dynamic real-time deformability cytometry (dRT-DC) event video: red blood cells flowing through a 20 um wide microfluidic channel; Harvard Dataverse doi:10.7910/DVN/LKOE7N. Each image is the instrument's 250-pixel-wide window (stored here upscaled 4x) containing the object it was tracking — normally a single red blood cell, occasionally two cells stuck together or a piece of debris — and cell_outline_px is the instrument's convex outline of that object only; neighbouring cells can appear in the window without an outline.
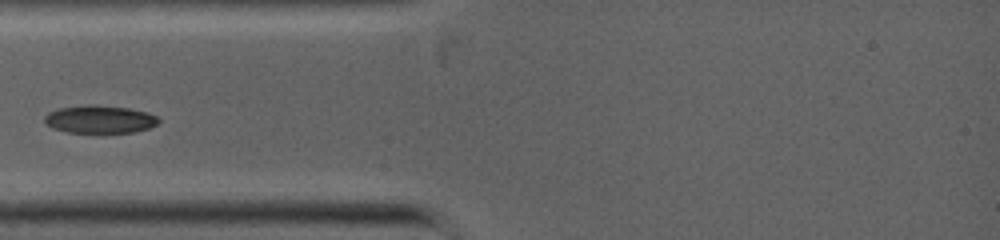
{"species": "common noctule bat (a hibernating species)", "species_latin": "Nyctalus noctula", "temperature_condition": "warm", "stored_images_in_passage": 5, "camera_frame_rate_fps": 5000, "um_per_image_px": 0.085, "animal": {"sex": "female", "body_mass_g": 19.0, "forearm_length_mm": 53.3}, "frame": {"image": 1, "passage_image": 2, "time_ms": 0.2, "image_size_px": [1000, 240], "cell_outline_px": [[160, 120], [156, 124], [148, 128], [132, 132], [68, 132], [52, 128], [44, 120], [44, 116], [48, 112], [60, 108], [88, 104], [96, 104], [128, 108], [148, 112], [156, 116]], "centroid_in_image_um": [8.47, 10.12], "position_along_channel_um": 76.5, "area_um2": 18.38}}